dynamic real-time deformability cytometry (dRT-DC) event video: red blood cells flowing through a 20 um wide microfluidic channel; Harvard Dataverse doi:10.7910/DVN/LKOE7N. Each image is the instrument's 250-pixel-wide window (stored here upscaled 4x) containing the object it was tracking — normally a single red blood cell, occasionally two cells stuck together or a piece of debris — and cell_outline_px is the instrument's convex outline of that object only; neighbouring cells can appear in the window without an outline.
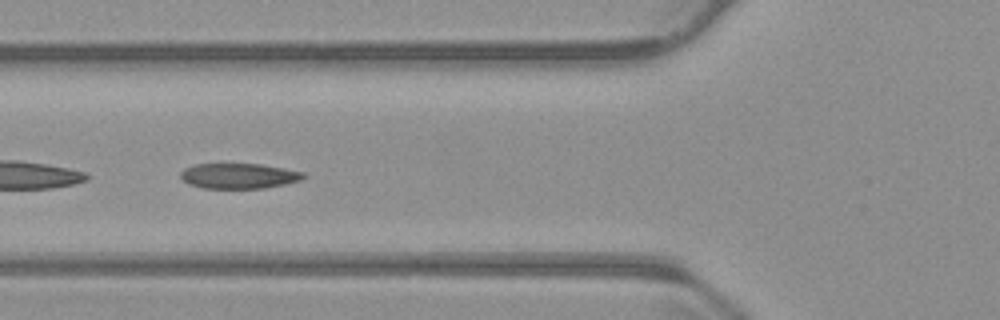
{"species": "common noctule bat (a hibernating species)", "species_latin": "Nyctalus noctula", "temperature_condition": "warm", "stored_images_in_passage": 15, "camera_frame_rate_fps": 3000, "um_per_image_px": 0.085, "animal": {"sex": "male", "body_mass_g": 23.1, "forearm_length_mm": 52.7}, "frame": {"image": 1, "passage_image": 9, "time_ms": 2.667, "image_size_px": [1000, 320], "cell_outline_px": [[304, 176], [300, 180], [284, 184], [264, 188], [204, 188], [188, 184], [180, 176], [180, 172], [184, 168], [196, 164], [260, 164], [284, 168], [304, 172]], "centroid_in_image_um": [20.27, 14.95], "position_along_channel_um": 105.5, "area_um2": 17.98}}